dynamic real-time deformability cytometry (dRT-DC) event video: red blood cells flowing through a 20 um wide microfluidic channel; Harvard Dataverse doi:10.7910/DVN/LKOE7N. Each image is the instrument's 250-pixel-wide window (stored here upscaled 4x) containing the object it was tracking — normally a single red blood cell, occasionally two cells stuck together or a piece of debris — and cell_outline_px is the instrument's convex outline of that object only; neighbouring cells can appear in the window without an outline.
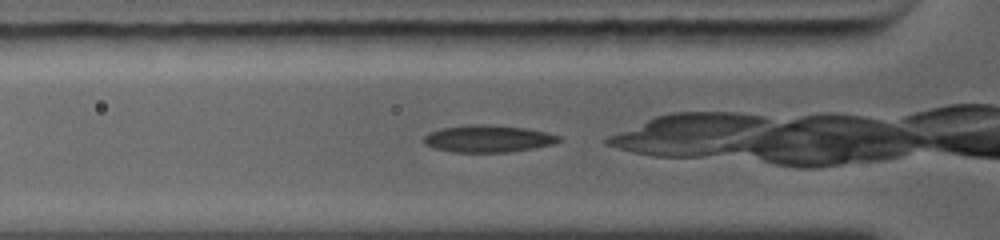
{"species": "common noctule bat (a hibernating species)", "species_latin": "Nyctalus noctula", "temperature_condition": "warm", "stored_images_in_passage": 5, "camera_frame_rate_fps": 5000, "um_per_image_px": 0.085, "animal": {"sex": "female", "body_mass_g": 19.0, "forearm_length_mm": 56.7}, "frame": {"image": 1, "passage_image": 5, "time_ms": 2.4, "image_size_px": [1000, 240], "cell_outline_px": [[560, 140], [552, 144], [532, 148], [508, 152], [452, 152], [436, 148], [424, 144], [424, 136], [432, 132], [444, 128], [524, 128], [544, 132], [560, 136]], "centroid_in_image_um": [41.51, 11.86], "position_along_channel_um": 84.3, "area_um2": 19.54}}